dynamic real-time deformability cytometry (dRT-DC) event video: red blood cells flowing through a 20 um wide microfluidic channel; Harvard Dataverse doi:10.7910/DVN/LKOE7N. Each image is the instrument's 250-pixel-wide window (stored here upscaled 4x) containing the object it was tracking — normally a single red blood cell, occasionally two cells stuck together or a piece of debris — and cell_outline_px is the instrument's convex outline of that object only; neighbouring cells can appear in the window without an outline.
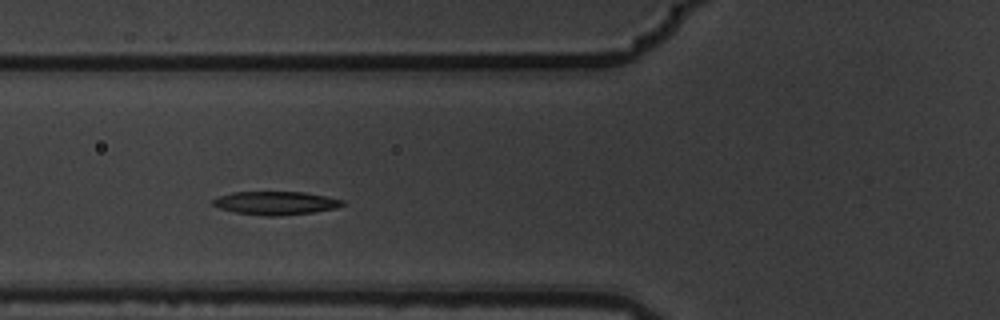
{"species": "common noctule bat (a hibernating species)", "species_latin": "Nyctalus noctula", "temperature_condition": "warm", "stored_images_in_passage": 5, "camera_frame_rate_fps": 3000, "um_per_image_px": 0.085, "animal": {"sex": "male", "body_mass_g": 19.5, "forearm_length_mm": 54.6}, "frame": {"image": 1, "passage_image": 4, "time_ms": 1.0, "image_size_px": [1000, 320], "cell_outline_px": [[344, 204], [336, 208], [312, 212], [280, 216], [264, 216], [236, 212], [220, 208], [212, 204], [212, 200], [220, 196], [232, 192], [304, 192], [344, 200]], "centroid_in_image_um": [23.43, 17.26], "position_along_channel_um": 102.4, "area_um2": 17.46}}
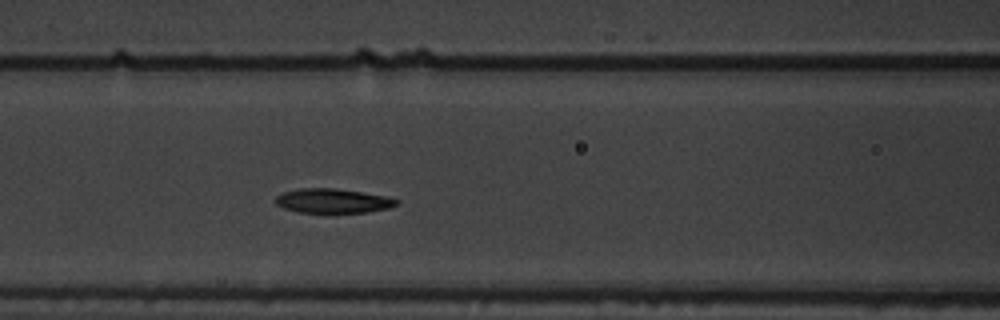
{"frame": {"image": 2, "passage_image": 5, "time_ms": 1.333, "image_size_px": [1000, 320], "cell_outline_px": [[400, 204], [388, 208], [368, 212], [332, 216], [300, 212], [284, 208], [276, 204], [276, 196], [280, 192], [300, 188], [332, 188], [388, 196], [400, 200]], "centroid_in_image_um": [28.31, 17.12], "position_along_channel_um": 138.3, "area_um2": 18.15}}